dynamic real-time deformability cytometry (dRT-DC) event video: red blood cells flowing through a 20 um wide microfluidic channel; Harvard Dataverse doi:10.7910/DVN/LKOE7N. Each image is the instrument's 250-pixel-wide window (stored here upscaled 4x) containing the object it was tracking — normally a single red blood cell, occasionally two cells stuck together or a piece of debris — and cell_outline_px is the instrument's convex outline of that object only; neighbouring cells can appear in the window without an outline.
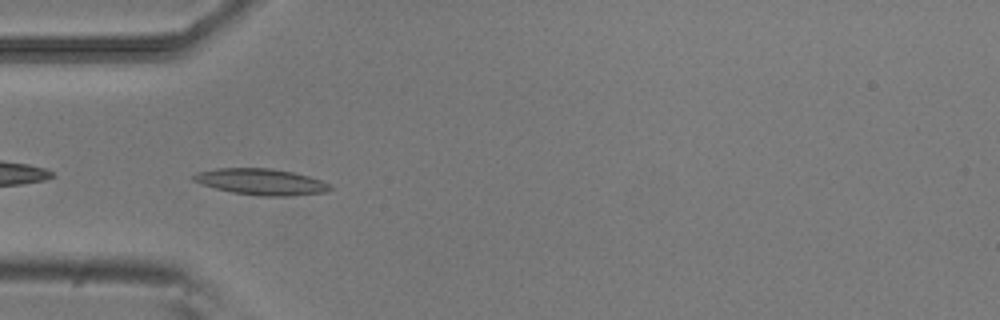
{"species": "common noctule bat (a hibernating species)", "species_latin": "Nyctalus noctula", "temperature_condition": "room temperature", "stored_images_in_passage": 39, "camera_frame_rate_fps": 3000, "um_per_image_px": 0.085, "animal": {"sex": "male", "body_mass_g": 20.5, "forearm_length_mm": 52.5}, "frame": {"image": 1, "passage_image": 2, "time_ms": 0.333, "image_size_px": [1000, 320], "cell_outline_px": [[332, 188], [324, 192], [288, 196], [260, 196], [232, 192], [216, 188], [192, 180], [192, 176], [196, 172], [216, 168], [272, 168], [292, 172], [308, 176], [320, 180], [328, 184]], "centroid_in_image_um": [22.16, 15.44], "position_along_channel_um": 62.8, "area_um2": 20.63}}
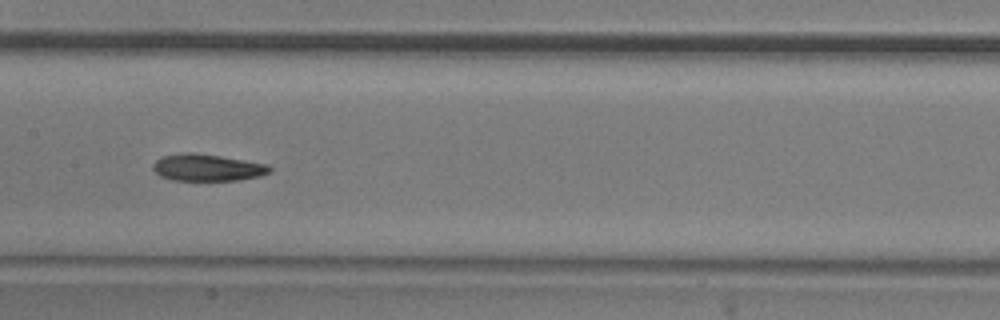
{"frame": {"image": 2, "passage_image": 12, "time_ms": 3.667, "image_size_px": [1000, 320], "cell_outline_px": [[272, 172], [260, 176], [236, 180], [172, 180], [160, 176], [152, 168], [152, 164], [156, 160], [164, 156], [188, 152], [192, 152], [220, 156], [268, 164], [272, 168]], "centroid_in_image_um": [17.64, 14.24], "position_along_channel_um": 189.8, "area_um2": 18.21}}
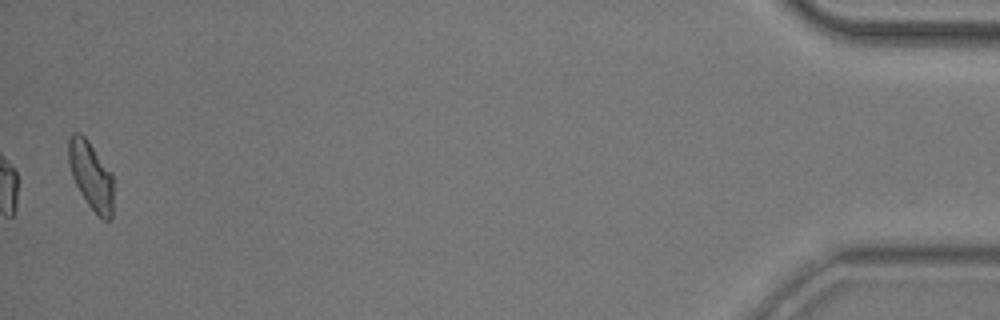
{"frame": {"image": 3, "passage_image": 38, "time_ms": 12.333, "image_size_px": [1000, 320], "cell_outline_px": [[112, 216], [108, 220], [104, 220], [88, 204], [80, 192], [72, 176], [68, 160], [68, 140], [72, 132], [80, 132], [88, 140], [112, 172]], "centroid_in_image_um": [7.72, 14.86], "position_along_channel_um": 427.5, "area_um2": 17.63}, "authors_computed_cell_mechanics": {"area_um2": 18.1492, "velocity_mm_per_s": 3.8117, "shape_relaxation_time_tau1_ms": 8.467, "shape_relaxation_time_tau2_ms": 5.3736, "deformation_change_tau1": 0.2081, "deformation_change_tau2": 0.1329}}